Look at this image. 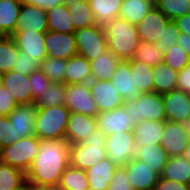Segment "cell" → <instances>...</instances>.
Listing matches in <instances>:
<instances>
[{
  "instance_id": "6da1fadb",
  "label": "cell",
  "mask_w": 190,
  "mask_h": 190,
  "mask_svg": "<svg viewBox=\"0 0 190 190\" xmlns=\"http://www.w3.org/2000/svg\"><path fill=\"white\" fill-rule=\"evenodd\" d=\"M67 140H40L37 155L26 172L30 190L56 188L61 175L70 165Z\"/></svg>"
},
{
  "instance_id": "7a4b0ae2",
  "label": "cell",
  "mask_w": 190,
  "mask_h": 190,
  "mask_svg": "<svg viewBox=\"0 0 190 190\" xmlns=\"http://www.w3.org/2000/svg\"><path fill=\"white\" fill-rule=\"evenodd\" d=\"M104 31L110 51L120 60L133 58L140 43L135 24L118 17L104 26Z\"/></svg>"
},
{
  "instance_id": "3957f363",
  "label": "cell",
  "mask_w": 190,
  "mask_h": 190,
  "mask_svg": "<svg viewBox=\"0 0 190 190\" xmlns=\"http://www.w3.org/2000/svg\"><path fill=\"white\" fill-rule=\"evenodd\" d=\"M70 110L65 106L37 107L35 136L40 140L64 139Z\"/></svg>"
},
{
  "instance_id": "277c9868",
  "label": "cell",
  "mask_w": 190,
  "mask_h": 190,
  "mask_svg": "<svg viewBox=\"0 0 190 190\" xmlns=\"http://www.w3.org/2000/svg\"><path fill=\"white\" fill-rule=\"evenodd\" d=\"M105 141V133L97 127L82 143L71 144L70 165L86 171L95 163L106 158Z\"/></svg>"
},
{
  "instance_id": "5b68a950",
  "label": "cell",
  "mask_w": 190,
  "mask_h": 190,
  "mask_svg": "<svg viewBox=\"0 0 190 190\" xmlns=\"http://www.w3.org/2000/svg\"><path fill=\"white\" fill-rule=\"evenodd\" d=\"M123 106L135 125L142 120L166 121L162 94L142 93L134 101H124Z\"/></svg>"
},
{
  "instance_id": "8992f818",
  "label": "cell",
  "mask_w": 190,
  "mask_h": 190,
  "mask_svg": "<svg viewBox=\"0 0 190 190\" xmlns=\"http://www.w3.org/2000/svg\"><path fill=\"white\" fill-rule=\"evenodd\" d=\"M40 139L36 136L20 138L0 149V161L25 173L37 155Z\"/></svg>"
},
{
  "instance_id": "52a82bcc",
  "label": "cell",
  "mask_w": 190,
  "mask_h": 190,
  "mask_svg": "<svg viewBox=\"0 0 190 190\" xmlns=\"http://www.w3.org/2000/svg\"><path fill=\"white\" fill-rule=\"evenodd\" d=\"M78 54L88 61L94 60L108 50L104 27L98 24L75 30Z\"/></svg>"
},
{
  "instance_id": "ba28073f",
  "label": "cell",
  "mask_w": 190,
  "mask_h": 190,
  "mask_svg": "<svg viewBox=\"0 0 190 190\" xmlns=\"http://www.w3.org/2000/svg\"><path fill=\"white\" fill-rule=\"evenodd\" d=\"M105 150L106 156L115 165L118 167H124L134 158V132H118L106 136Z\"/></svg>"
},
{
  "instance_id": "9c48e42d",
  "label": "cell",
  "mask_w": 190,
  "mask_h": 190,
  "mask_svg": "<svg viewBox=\"0 0 190 190\" xmlns=\"http://www.w3.org/2000/svg\"><path fill=\"white\" fill-rule=\"evenodd\" d=\"M64 105L70 112L95 117L99 110L91 95L89 83L66 84Z\"/></svg>"
},
{
  "instance_id": "30bf717a",
  "label": "cell",
  "mask_w": 190,
  "mask_h": 190,
  "mask_svg": "<svg viewBox=\"0 0 190 190\" xmlns=\"http://www.w3.org/2000/svg\"><path fill=\"white\" fill-rule=\"evenodd\" d=\"M189 139L185 123L165 121L161 146L168 157L182 156Z\"/></svg>"
},
{
  "instance_id": "8fae6325",
  "label": "cell",
  "mask_w": 190,
  "mask_h": 190,
  "mask_svg": "<svg viewBox=\"0 0 190 190\" xmlns=\"http://www.w3.org/2000/svg\"><path fill=\"white\" fill-rule=\"evenodd\" d=\"M44 46L47 57L67 60L78 54L74 33H60L48 30Z\"/></svg>"
},
{
  "instance_id": "7c38bea8",
  "label": "cell",
  "mask_w": 190,
  "mask_h": 190,
  "mask_svg": "<svg viewBox=\"0 0 190 190\" xmlns=\"http://www.w3.org/2000/svg\"><path fill=\"white\" fill-rule=\"evenodd\" d=\"M97 127L108 136L113 133L133 131L135 124L124 106L111 111L100 112L96 116Z\"/></svg>"
},
{
  "instance_id": "4fadbf2b",
  "label": "cell",
  "mask_w": 190,
  "mask_h": 190,
  "mask_svg": "<svg viewBox=\"0 0 190 190\" xmlns=\"http://www.w3.org/2000/svg\"><path fill=\"white\" fill-rule=\"evenodd\" d=\"M91 95L100 112L111 111L123 106L124 100L113 86L111 80H91L89 82Z\"/></svg>"
},
{
  "instance_id": "5bb4252c",
  "label": "cell",
  "mask_w": 190,
  "mask_h": 190,
  "mask_svg": "<svg viewBox=\"0 0 190 190\" xmlns=\"http://www.w3.org/2000/svg\"><path fill=\"white\" fill-rule=\"evenodd\" d=\"M166 121L186 123L190 118V94L172 90L162 94Z\"/></svg>"
},
{
  "instance_id": "9a60e30c",
  "label": "cell",
  "mask_w": 190,
  "mask_h": 190,
  "mask_svg": "<svg viewBox=\"0 0 190 190\" xmlns=\"http://www.w3.org/2000/svg\"><path fill=\"white\" fill-rule=\"evenodd\" d=\"M37 113V106L32 104H18L8 114L15 129V139L35 136V118Z\"/></svg>"
},
{
  "instance_id": "2e32d148",
  "label": "cell",
  "mask_w": 190,
  "mask_h": 190,
  "mask_svg": "<svg viewBox=\"0 0 190 190\" xmlns=\"http://www.w3.org/2000/svg\"><path fill=\"white\" fill-rule=\"evenodd\" d=\"M170 20L155 6L150 10L140 23L136 24L140 41L156 43Z\"/></svg>"
},
{
  "instance_id": "e0dca14e",
  "label": "cell",
  "mask_w": 190,
  "mask_h": 190,
  "mask_svg": "<svg viewBox=\"0 0 190 190\" xmlns=\"http://www.w3.org/2000/svg\"><path fill=\"white\" fill-rule=\"evenodd\" d=\"M27 30L46 33L49 30L47 14L40 7L22 3L14 32H24Z\"/></svg>"
},
{
  "instance_id": "ac0fdd59",
  "label": "cell",
  "mask_w": 190,
  "mask_h": 190,
  "mask_svg": "<svg viewBox=\"0 0 190 190\" xmlns=\"http://www.w3.org/2000/svg\"><path fill=\"white\" fill-rule=\"evenodd\" d=\"M134 190H153L159 175L142 161L132 159L124 166Z\"/></svg>"
},
{
  "instance_id": "d6986e66",
  "label": "cell",
  "mask_w": 190,
  "mask_h": 190,
  "mask_svg": "<svg viewBox=\"0 0 190 190\" xmlns=\"http://www.w3.org/2000/svg\"><path fill=\"white\" fill-rule=\"evenodd\" d=\"M11 38L19 51L27 52L29 57L35 58L39 63L47 56L44 46L45 33L27 30L14 32Z\"/></svg>"
},
{
  "instance_id": "ffe728a7",
  "label": "cell",
  "mask_w": 190,
  "mask_h": 190,
  "mask_svg": "<svg viewBox=\"0 0 190 190\" xmlns=\"http://www.w3.org/2000/svg\"><path fill=\"white\" fill-rule=\"evenodd\" d=\"M97 128L96 118L82 113L70 112L65 139L71 144L82 143Z\"/></svg>"
},
{
  "instance_id": "44dd1931",
  "label": "cell",
  "mask_w": 190,
  "mask_h": 190,
  "mask_svg": "<svg viewBox=\"0 0 190 190\" xmlns=\"http://www.w3.org/2000/svg\"><path fill=\"white\" fill-rule=\"evenodd\" d=\"M111 82L116 87V90L119 91L124 101H134L142 94L134 86L130 60H121L111 78Z\"/></svg>"
},
{
  "instance_id": "7402d4cb",
  "label": "cell",
  "mask_w": 190,
  "mask_h": 190,
  "mask_svg": "<svg viewBox=\"0 0 190 190\" xmlns=\"http://www.w3.org/2000/svg\"><path fill=\"white\" fill-rule=\"evenodd\" d=\"M3 86L10 91L17 104H32L31 84L29 75L15 71L3 73Z\"/></svg>"
},
{
  "instance_id": "603a6c76",
  "label": "cell",
  "mask_w": 190,
  "mask_h": 190,
  "mask_svg": "<svg viewBox=\"0 0 190 190\" xmlns=\"http://www.w3.org/2000/svg\"><path fill=\"white\" fill-rule=\"evenodd\" d=\"M117 168L118 166L108 157L88 168L85 172L87 174L89 189L107 190Z\"/></svg>"
},
{
  "instance_id": "cb8c5ba5",
  "label": "cell",
  "mask_w": 190,
  "mask_h": 190,
  "mask_svg": "<svg viewBox=\"0 0 190 190\" xmlns=\"http://www.w3.org/2000/svg\"><path fill=\"white\" fill-rule=\"evenodd\" d=\"M168 158L161 144H147L135 147L134 159L144 162L158 175L161 174Z\"/></svg>"
},
{
  "instance_id": "d4e9b609",
  "label": "cell",
  "mask_w": 190,
  "mask_h": 190,
  "mask_svg": "<svg viewBox=\"0 0 190 190\" xmlns=\"http://www.w3.org/2000/svg\"><path fill=\"white\" fill-rule=\"evenodd\" d=\"M165 121L142 120L134 127L135 147L161 144Z\"/></svg>"
},
{
  "instance_id": "484cf974",
  "label": "cell",
  "mask_w": 190,
  "mask_h": 190,
  "mask_svg": "<svg viewBox=\"0 0 190 190\" xmlns=\"http://www.w3.org/2000/svg\"><path fill=\"white\" fill-rule=\"evenodd\" d=\"M94 21L101 27L119 17L123 0H88Z\"/></svg>"
},
{
  "instance_id": "4316f807",
  "label": "cell",
  "mask_w": 190,
  "mask_h": 190,
  "mask_svg": "<svg viewBox=\"0 0 190 190\" xmlns=\"http://www.w3.org/2000/svg\"><path fill=\"white\" fill-rule=\"evenodd\" d=\"M121 60L109 49L90 61L91 80H111Z\"/></svg>"
},
{
  "instance_id": "83f0119b",
  "label": "cell",
  "mask_w": 190,
  "mask_h": 190,
  "mask_svg": "<svg viewBox=\"0 0 190 190\" xmlns=\"http://www.w3.org/2000/svg\"><path fill=\"white\" fill-rule=\"evenodd\" d=\"M90 81V61L79 54L67 59L65 84L89 83Z\"/></svg>"
},
{
  "instance_id": "f1b7e54d",
  "label": "cell",
  "mask_w": 190,
  "mask_h": 190,
  "mask_svg": "<svg viewBox=\"0 0 190 190\" xmlns=\"http://www.w3.org/2000/svg\"><path fill=\"white\" fill-rule=\"evenodd\" d=\"M159 177L189 185L190 162L183 155L169 157Z\"/></svg>"
},
{
  "instance_id": "f546056e",
  "label": "cell",
  "mask_w": 190,
  "mask_h": 190,
  "mask_svg": "<svg viewBox=\"0 0 190 190\" xmlns=\"http://www.w3.org/2000/svg\"><path fill=\"white\" fill-rule=\"evenodd\" d=\"M62 4L70 11L75 30L96 24L88 0H63Z\"/></svg>"
},
{
  "instance_id": "4dcf8cb0",
  "label": "cell",
  "mask_w": 190,
  "mask_h": 190,
  "mask_svg": "<svg viewBox=\"0 0 190 190\" xmlns=\"http://www.w3.org/2000/svg\"><path fill=\"white\" fill-rule=\"evenodd\" d=\"M21 4V0H0V36L14 33Z\"/></svg>"
},
{
  "instance_id": "1f68e13d",
  "label": "cell",
  "mask_w": 190,
  "mask_h": 190,
  "mask_svg": "<svg viewBox=\"0 0 190 190\" xmlns=\"http://www.w3.org/2000/svg\"><path fill=\"white\" fill-rule=\"evenodd\" d=\"M178 72L164 62L153 67V92L164 94L177 89Z\"/></svg>"
},
{
  "instance_id": "d6a6232c",
  "label": "cell",
  "mask_w": 190,
  "mask_h": 190,
  "mask_svg": "<svg viewBox=\"0 0 190 190\" xmlns=\"http://www.w3.org/2000/svg\"><path fill=\"white\" fill-rule=\"evenodd\" d=\"M154 6V0H123L119 18L136 25Z\"/></svg>"
},
{
  "instance_id": "836d02e7",
  "label": "cell",
  "mask_w": 190,
  "mask_h": 190,
  "mask_svg": "<svg viewBox=\"0 0 190 190\" xmlns=\"http://www.w3.org/2000/svg\"><path fill=\"white\" fill-rule=\"evenodd\" d=\"M0 190H30L26 173L0 161Z\"/></svg>"
},
{
  "instance_id": "e575fe53",
  "label": "cell",
  "mask_w": 190,
  "mask_h": 190,
  "mask_svg": "<svg viewBox=\"0 0 190 190\" xmlns=\"http://www.w3.org/2000/svg\"><path fill=\"white\" fill-rule=\"evenodd\" d=\"M48 28L54 32L75 33L70 11L63 4L46 11Z\"/></svg>"
},
{
  "instance_id": "d590c367",
  "label": "cell",
  "mask_w": 190,
  "mask_h": 190,
  "mask_svg": "<svg viewBox=\"0 0 190 190\" xmlns=\"http://www.w3.org/2000/svg\"><path fill=\"white\" fill-rule=\"evenodd\" d=\"M57 188L60 190L89 189L86 172L84 170L74 168L69 165L64 173L61 175Z\"/></svg>"
},
{
  "instance_id": "8d00e7d4",
  "label": "cell",
  "mask_w": 190,
  "mask_h": 190,
  "mask_svg": "<svg viewBox=\"0 0 190 190\" xmlns=\"http://www.w3.org/2000/svg\"><path fill=\"white\" fill-rule=\"evenodd\" d=\"M66 95V84L59 82H48L47 88L34 102L37 107H53L64 105Z\"/></svg>"
},
{
  "instance_id": "74e56055",
  "label": "cell",
  "mask_w": 190,
  "mask_h": 190,
  "mask_svg": "<svg viewBox=\"0 0 190 190\" xmlns=\"http://www.w3.org/2000/svg\"><path fill=\"white\" fill-rule=\"evenodd\" d=\"M131 74L134 86L141 93L153 92V67L138 61H131Z\"/></svg>"
},
{
  "instance_id": "f35d334b",
  "label": "cell",
  "mask_w": 190,
  "mask_h": 190,
  "mask_svg": "<svg viewBox=\"0 0 190 190\" xmlns=\"http://www.w3.org/2000/svg\"><path fill=\"white\" fill-rule=\"evenodd\" d=\"M163 57V52L156 47L155 43L140 41L130 61H138L154 67L163 62Z\"/></svg>"
},
{
  "instance_id": "ab89813d",
  "label": "cell",
  "mask_w": 190,
  "mask_h": 190,
  "mask_svg": "<svg viewBox=\"0 0 190 190\" xmlns=\"http://www.w3.org/2000/svg\"><path fill=\"white\" fill-rule=\"evenodd\" d=\"M66 66L67 60L46 56L40 62L39 70L44 73L51 82L65 83Z\"/></svg>"
},
{
  "instance_id": "60d3db41",
  "label": "cell",
  "mask_w": 190,
  "mask_h": 190,
  "mask_svg": "<svg viewBox=\"0 0 190 190\" xmlns=\"http://www.w3.org/2000/svg\"><path fill=\"white\" fill-rule=\"evenodd\" d=\"M19 50L11 36H0V73L12 71Z\"/></svg>"
},
{
  "instance_id": "b9f144b4",
  "label": "cell",
  "mask_w": 190,
  "mask_h": 190,
  "mask_svg": "<svg viewBox=\"0 0 190 190\" xmlns=\"http://www.w3.org/2000/svg\"><path fill=\"white\" fill-rule=\"evenodd\" d=\"M154 5L170 21L190 13V0H154Z\"/></svg>"
},
{
  "instance_id": "7bdbcfd3",
  "label": "cell",
  "mask_w": 190,
  "mask_h": 190,
  "mask_svg": "<svg viewBox=\"0 0 190 190\" xmlns=\"http://www.w3.org/2000/svg\"><path fill=\"white\" fill-rule=\"evenodd\" d=\"M163 62L179 72L190 63V56L178 44H174L164 53Z\"/></svg>"
},
{
  "instance_id": "ee69618b",
  "label": "cell",
  "mask_w": 190,
  "mask_h": 190,
  "mask_svg": "<svg viewBox=\"0 0 190 190\" xmlns=\"http://www.w3.org/2000/svg\"><path fill=\"white\" fill-rule=\"evenodd\" d=\"M39 64L35 58L29 57L27 52L19 51L13 71L23 75H30L39 69Z\"/></svg>"
},
{
  "instance_id": "f6af8a7d",
  "label": "cell",
  "mask_w": 190,
  "mask_h": 190,
  "mask_svg": "<svg viewBox=\"0 0 190 190\" xmlns=\"http://www.w3.org/2000/svg\"><path fill=\"white\" fill-rule=\"evenodd\" d=\"M179 34L180 32L174 21H170L164 29L162 37H160L155 43L156 47L164 54L166 50L171 47V45L177 44L176 40Z\"/></svg>"
},
{
  "instance_id": "bcb514c9",
  "label": "cell",
  "mask_w": 190,
  "mask_h": 190,
  "mask_svg": "<svg viewBox=\"0 0 190 190\" xmlns=\"http://www.w3.org/2000/svg\"><path fill=\"white\" fill-rule=\"evenodd\" d=\"M29 81L31 84L32 100L35 102L47 88L50 80L39 69L29 75Z\"/></svg>"
},
{
  "instance_id": "7dc6e473",
  "label": "cell",
  "mask_w": 190,
  "mask_h": 190,
  "mask_svg": "<svg viewBox=\"0 0 190 190\" xmlns=\"http://www.w3.org/2000/svg\"><path fill=\"white\" fill-rule=\"evenodd\" d=\"M15 139V129L8 116L0 117V149L10 146Z\"/></svg>"
},
{
  "instance_id": "c3c4849f",
  "label": "cell",
  "mask_w": 190,
  "mask_h": 190,
  "mask_svg": "<svg viewBox=\"0 0 190 190\" xmlns=\"http://www.w3.org/2000/svg\"><path fill=\"white\" fill-rule=\"evenodd\" d=\"M107 190H134L124 167H118Z\"/></svg>"
},
{
  "instance_id": "681fc988",
  "label": "cell",
  "mask_w": 190,
  "mask_h": 190,
  "mask_svg": "<svg viewBox=\"0 0 190 190\" xmlns=\"http://www.w3.org/2000/svg\"><path fill=\"white\" fill-rule=\"evenodd\" d=\"M18 105L12 94L6 87L0 89V117L8 116V114Z\"/></svg>"
},
{
  "instance_id": "f907efd6",
  "label": "cell",
  "mask_w": 190,
  "mask_h": 190,
  "mask_svg": "<svg viewBox=\"0 0 190 190\" xmlns=\"http://www.w3.org/2000/svg\"><path fill=\"white\" fill-rule=\"evenodd\" d=\"M153 190H189V185L159 177Z\"/></svg>"
},
{
  "instance_id": "816d5d0a",
  "label": "cell",
  "mask_w": 190,
  "mask_h": 190,
  "mask_svg": "<svg viewBox=\"0 0 190 190\" xmlns=\"http://www.w3.org/2000/svg\"><path fill=\"white\" fill-rule=\"evenodd\" d=\"M177 89L190 94V63L178 72Z\"/></svg>"
},
{
  "instance_id": "f5cc1de1",
  "label": "cell",
  "mask_w": 190,
  "mask_h": 190,
  "mask_svg": "<svg viewBox=\"0 0 190 190\" xmlns=\"http://www.w3.org/2000/svg\"><path fill=\"white\" fill-rule=\"evenodd\" d=\"M21 2L32 6H37L45 11H48L55 6L62 4L63 0H21Z\"/></svg>"
},
{
  "instance_id": "db71d44e",
  "label": "cell",
  "mask_w": 190,
  "mask_h": 190,
  "mask_svg": "<svg viewBox=\"0 0 190 190\" xmlns=\"http://www.w3.org/2000/svg\"><path fill=\"white\" fill-rule=\"evenodd\" d=\"M180 33L190 34V13L174 20Z\"/></svg>"
},
{
  "instance_id": "11a10c76",
  "label": "cell",
  "mask_w": 190,
  "mask_h": 190,
  "mask_svg": "<svg viewBox=\"0 0 190 190\" xmlns=\"http://www.w3.org/2000/svg\"><path fill=\"white\" fill-rule=\"evenodd\" d=\"M176 41L187 55L190 56V34L180 33Z\"/></svg>"
},
{
  "instance_id": "9f6ffc18",
  "label": "cell",
  "mask_w": 190,
  "mask_h": 190,
  "mask_svg": "<svg viewBox=\"0 0 190 190\" xmlns=\"http://www.w3.org/2000/svg\"><path fill=\"white\" fill-rule=\"evenodd\" d=\"M183 156L190 162V139L184 150Z\"/></svg>"
},
{
  "instance_id": "6f0895ef",
  "label": "cell",
  "mask_w": 190,
  "mask_h": 190,
  "mask_svg": "<svg viewBox=\"0 0 190 190\" xmlns=\"http://www.w3.org/2000/svg\"><path fill=\"white\" fill-rule=\"evenodd\" d=\"M186 126V131L188 133V136L190 137V118L188 119V121L185 123Z\"/></svg>"
},
{
  "instance_id": "680465c9",
  "label": "cell",
  "mask_w": 190,
  "mask_h": 190,
  "mask_svg": "<svg viewBox=\"0 0 190 190\" xmlns=\"http://www.w3.org/2000/svg\"><path fill=\"white\" fill-rule=\"evenodd\" d=\"M3 86V73H0V89Z\"/></svg>"
},
{
  "instance_id": "91938a15",
  "label": "cell",
  "mask_w": 190,
  "mask_h": 190,
  "mask_svg": "<svg viewBox=\"0 0 190 190\" xmlns=\"http://www.w3.org/2000/svg\"><path fill=\"white\" fill-rule=\"evenodd\" d=\"M46 190H60L57 187L56 188H50V189H46Z\"/></svg>"
}]
</instances>
